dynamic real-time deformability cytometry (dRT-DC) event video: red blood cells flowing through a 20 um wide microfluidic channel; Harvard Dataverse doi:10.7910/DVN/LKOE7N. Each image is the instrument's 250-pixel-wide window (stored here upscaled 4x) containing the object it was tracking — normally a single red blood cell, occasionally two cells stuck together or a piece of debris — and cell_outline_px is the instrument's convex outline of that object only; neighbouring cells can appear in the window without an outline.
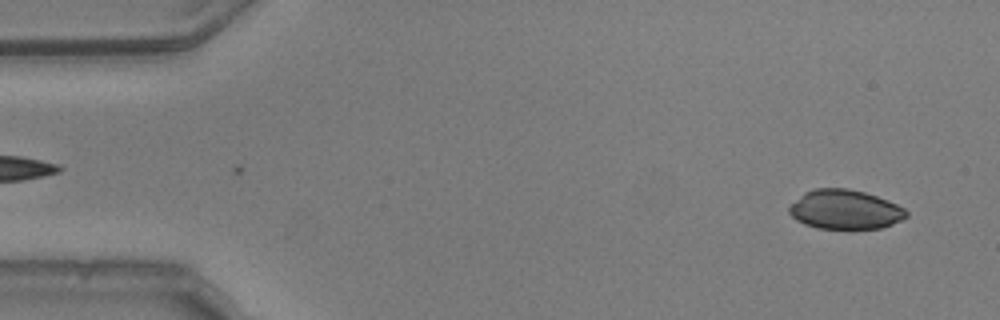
{"species": "common noctule bat (a hibernating species)", "species_latin": "Nyctalus noctula", "temperature_condition": "warm", "stored_images_in_passage": 35, "camera_frame_rate_fps": 3000, "um_per_image_px": 0.085, "animal": {"sex": "male", "body_mass_g": 20.5, "forearm_length_mm": 52.5}, "frame": {"image": 1, "passage_image": 3, "time_ms": 0.667, "image_size_px": [1000, 320], "cell_outline_px": [[908, 216], [892, 224], [880, 228], [852, 232], [848, 232], [816, 228], [804, 224], [796, 220], [788, 212], [788, 208], [804, 192], [812, 188], [848, 188], [864, 192], [888, 200], [904, 208], [908, 212]], "centroid_in_image_um": [71.82, 17.86], "position_along_channel_um": 13.2, "area_um2": 27.74}}
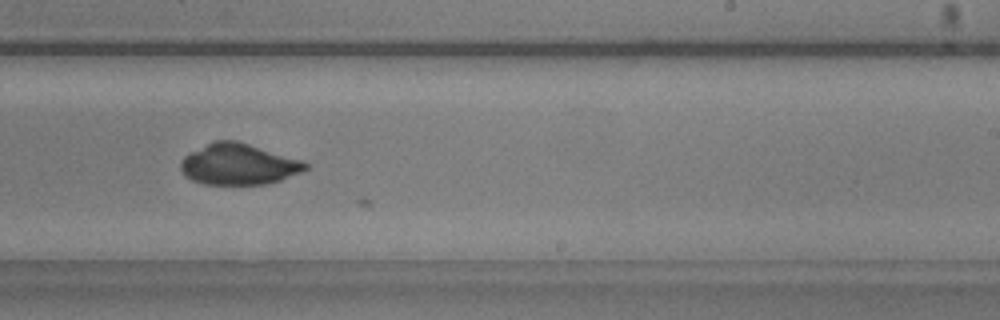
{"frame": {"image": 2, "passage_image": 32, "time_ms": 10.333, "image_size_px": [1000, 320], "cell_outline_px": [[308, 168], [300, 172], [280, 180], [268, 184], [204, 184], [192, 180], [184, 176], [180, 168], [180, 160], [188, 152], [216, 140], [236, 140], [304, 160], [308, 164]], "centroid_in_image_um": [20.26, 13.95], "position_along_channel_um": 268.7, "area_um2": 30.0}}